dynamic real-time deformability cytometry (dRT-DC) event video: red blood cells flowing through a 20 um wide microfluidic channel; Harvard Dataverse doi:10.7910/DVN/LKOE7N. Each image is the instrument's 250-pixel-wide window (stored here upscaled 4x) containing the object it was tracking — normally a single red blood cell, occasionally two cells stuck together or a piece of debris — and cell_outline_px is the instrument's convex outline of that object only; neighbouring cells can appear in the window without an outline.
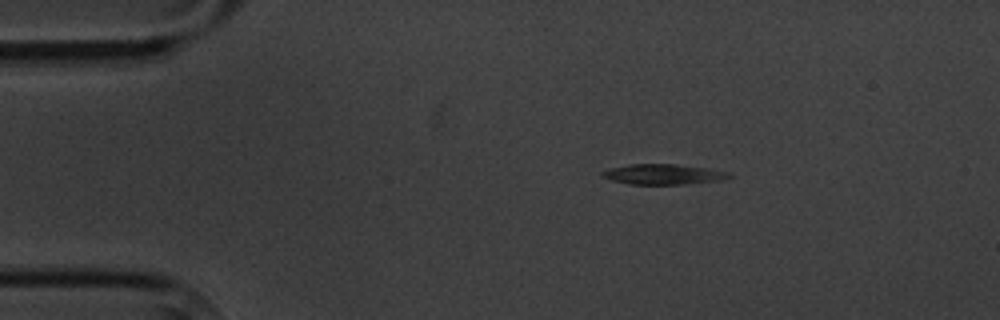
{"species": "common noctule bat (a hibernating species)", "species_latin": "Nyctalus noctula", "temperature_condition": "cold", "stored_images_in_passage": 4, "camera_frame_rate_fps": 3000, "um_per_image_px": 0.085, "animal": {"sex": "male", "body_mass_g": 20.1, "forearm_length_mm": 53.5}, "frame": {"image": 1, "passage_image": 1, "time_ms": 0.0, "image_size_px": [1000, 320], "cell_outline_px": [[732, 176], [720, 180], [684, 184], [628, 184], [612, 180], [604, 176], [600, 172], [608, 168], [628, 164], [676, 164], [704, 168], [728, 172]], "centroid_in_image_um": [56.32, 14.81], "position_along_channel_um": 28.7, "area_um2": 14.8}}
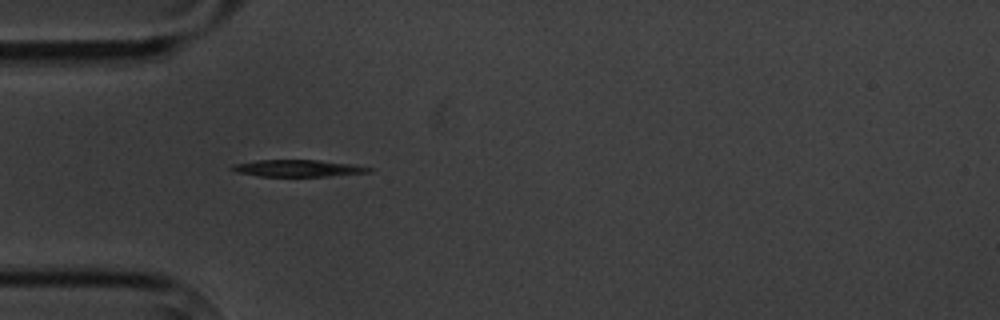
{"frame": {"image": 2, "passage_image": 3, "time_ms": 2.333, "image_size_px": [1000, 320], "cell_outline_px": [[372, 172], [328, 176], [260, 176], [236, 172], [228, 168], [232, 164], [256, 160], [320, 160], [352, 164], [372, 168]], "centroid_in_image_um": [25.28, 14.29], "position_along_channel_um": 59.7, "area_um2": 13.47}}
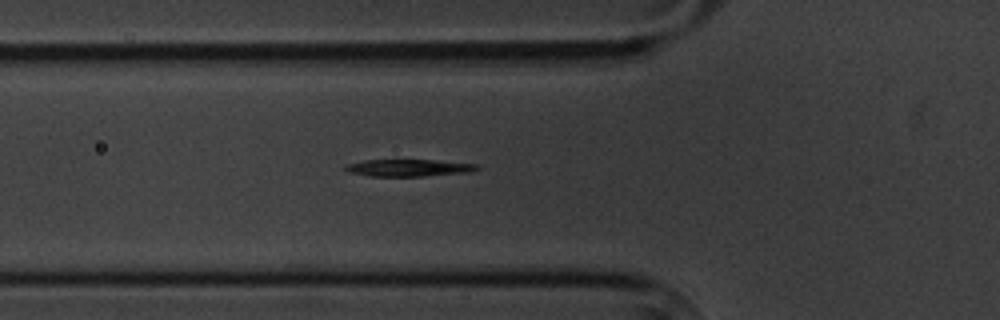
{"frame": {"image": 3, "passage_image": 4, "time_ms": 3.333, "image_size_px": [1000, 320], "cell_outline_px": [[480, 168], [472, 172], [424, 176], [372, 176], [348, 172], [344, 168], [348, 164], [364, 160], [432, 160], [476, 164]], "centroid_in_image_um": [34.76, 14.27], "position_along_channel_um": 91.0, "area_um2": 12.95}}